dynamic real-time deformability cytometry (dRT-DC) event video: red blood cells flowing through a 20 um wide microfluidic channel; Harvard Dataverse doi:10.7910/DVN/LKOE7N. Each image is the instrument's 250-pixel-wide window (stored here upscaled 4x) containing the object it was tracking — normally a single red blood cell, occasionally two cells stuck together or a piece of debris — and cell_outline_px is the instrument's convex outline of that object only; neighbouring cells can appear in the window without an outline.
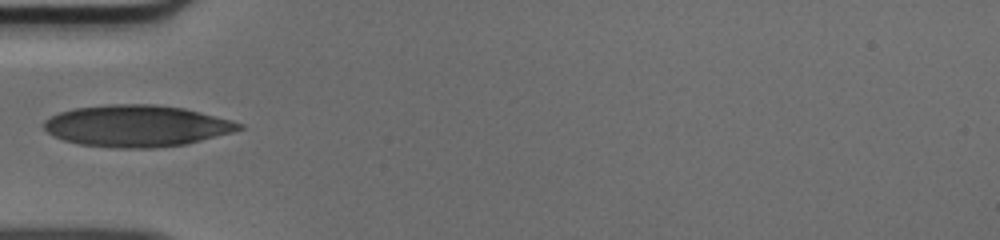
{"species": "human", "species_latin": "Homo sapiens", "temperature_condition": "cold", "stored_images_in_passage": 34, "camera_frame_rate_fps": 3000, "um_per_image_px": 0.085, "donor": {"sex": "male"}, "frame": {"image": 1, "passage_image": 1, "time_ms": 0.0, "image_size_px": [1000, 240], "cell_outline_px": [[244, 128], [232, 132], [188, 144], [156, 148], [116, 148], [80, 144], [64, 140], [52, 136], [44, 128], [44, 120], [60, 112], [76, 108], [108, 104], [156, 104], [184, 108], [232, 120], [244, 124]], "centroid_in_image_um": [11.64, 10.7], "position_along_channel_um": 73.4, "area_um2": 47.4}}
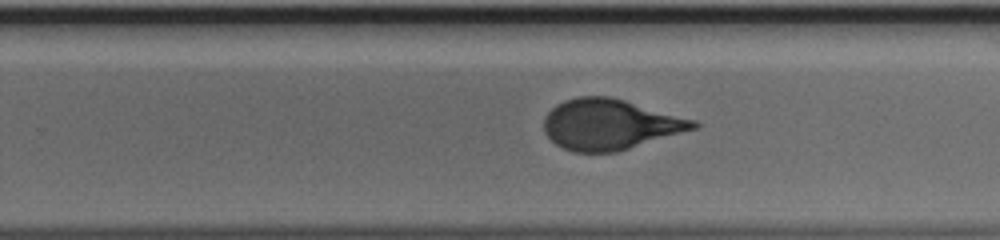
{"frame": {"image": 2, "passage_image": 16, "time_ms": 5.0, "image_size_px": [1000, 240], "cell_outline_px": [[700, 124], [696, 128], [616, 152], [572, 152], [556, 144], [544, 132], [544, 116], [556, 104], [564, 100], [580, 96], [608, 96], [624, 100], [696, 120]], "centroid_in_image_um": [51.82, 10.57], "position_along_channel_um": 278.0, "area_um2": 43.7}}
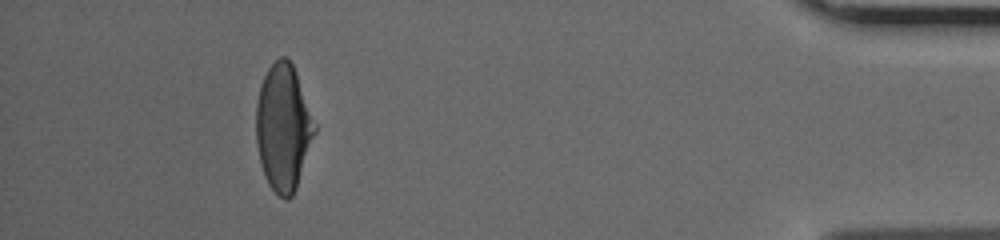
{"frame": {"image": 3, "passage_image": 30, "time_ms": 9.667, "image_size_px": [1000, 240], "cell_outline_px": [[316, 132], [296, 188], [292, 196], [288, 200], [284, 200], [268, 184], [260, 160], [256, 144], [256, 104], [260, 84], [268, 68], [280, 56], [284, 56], [292, 64], [296, 72], [316, 124]], "centroid_in_image_um": [24.08, 10.83], "position_along_channel_um": 411.1, "area_um2": 43.0}}